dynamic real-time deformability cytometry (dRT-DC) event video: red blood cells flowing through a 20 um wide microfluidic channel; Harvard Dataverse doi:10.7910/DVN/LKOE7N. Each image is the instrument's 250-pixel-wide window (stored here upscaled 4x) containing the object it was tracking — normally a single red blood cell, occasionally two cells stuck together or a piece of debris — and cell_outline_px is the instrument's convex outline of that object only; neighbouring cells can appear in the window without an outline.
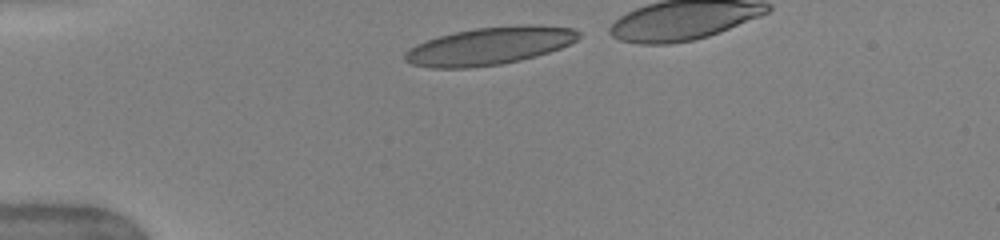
{"species": "human", "species_latin": "Homo sapiens", "temperature_condition": "warm", "stored_images_in_passage": 32, "camera_frame_rate_fps": 3000, "um_per_image_px": 0.085, "donor": {"sex": "female"}, "frame": {"image": 1, "passage_image": 1, "time_ms": 0.0, "image_size_px": [1000, 240], "cell_outline_px": [[580, 36], [576, 40], [560, 48], [536, 56], [520, 60], [500, 64], [468, 68], [432, 68], [412, 64], [404, 60], [404, 52], [408, 48], [416, 44], [440, 36], [456, 32], [476, 28], [524, 24], [540, 24], [572, 28], [580, 32]], "centroid_in_image_um": [41.62, 3.9], "position_along_channel_um": 43.4, "area_um2": 38.09}}